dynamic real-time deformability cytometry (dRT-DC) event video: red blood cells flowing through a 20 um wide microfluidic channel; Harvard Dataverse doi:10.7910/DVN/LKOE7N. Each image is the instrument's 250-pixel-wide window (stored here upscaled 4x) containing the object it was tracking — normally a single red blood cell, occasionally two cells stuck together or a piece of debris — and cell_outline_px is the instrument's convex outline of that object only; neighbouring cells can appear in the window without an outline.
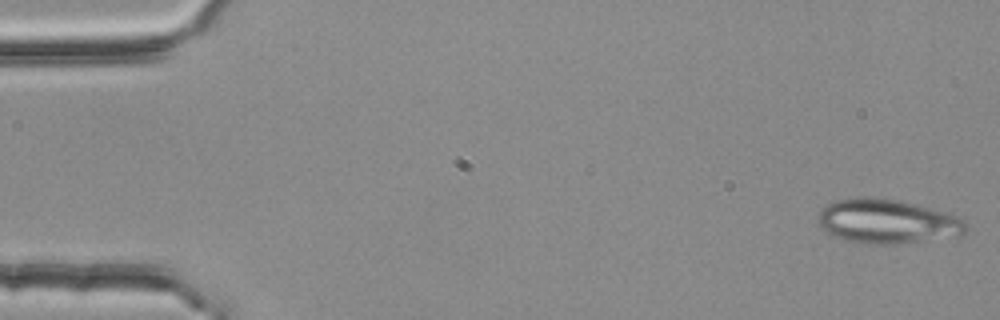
{"species": "common noctule bat (a hibernating species)", "species_latin": "Nyctalus noctula", "temperature_condition": "room temperature", "stored_images_in_passage": 54, "camera_frame_rate_fps": 3000, "um_per_image_px": 0.085, "animal": {"sex": "female", "body_mass_g": 25.1}, "frame": {"image": 1, "passage_image": 1, "time_ms": 0.0, "image_size_px": [1000, 320], "cell_outline_px": [[968, 228], [964, 236], [884, 244], [848, 240], [836, 236], [828, 232], [816, 220], [816, 216], [820, 208], [836, 200], [860, 196], [868, 196], [900, 200], [928, 208], [952, 216], [968, 224]], "centroid_in_image_um": [75.38, 18.79], "position_along_channel_um": 9.6, "area_um2": 37.51}}
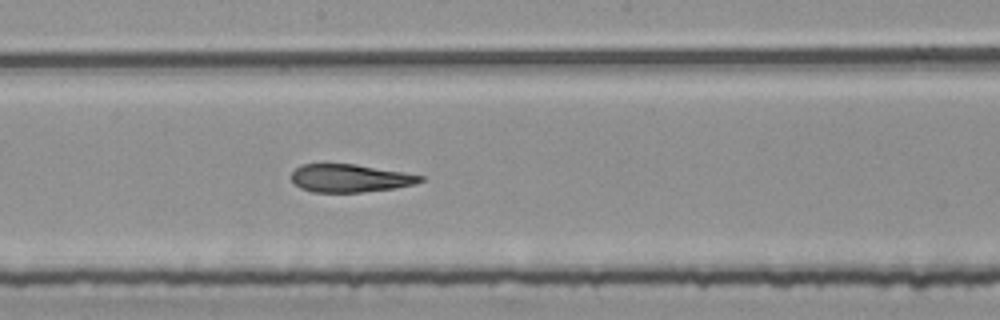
{"frame": {"image": 2, "passage_image": 29, "time_ms": 9.333, "image_size_px": [1000, 320], "cell_outline_px": [[424, 180], [416, 184], [396, 188], [360, 192], [312, 192], [300, 188], [292, 180], [292, 172], [296, 168], [304, 164], [356, 164], [424, 176]], "centroid_in_image_um": [29.76, 15.15], "position_along_channel_um": 218.4, "area_um2": 20.87}}
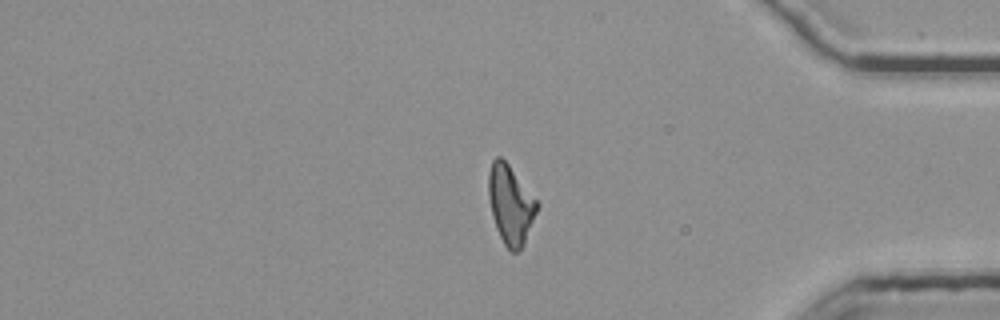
{"frame": {"image": 3, "passage_image": 45, "time_ms": 14.667, "image_size_px": [1000, 320], "cell_outline_px": [[536, 212], [524, 244], [516, 252], [512, 252], [504, 244], [496, 228], [492, 216], [488, 196], [488, 172], [492, 160], [496, 156], [500, 156], [508, 164], [536, 200]], "centroid_in_image_um": [43.35, 17.37], "position_along_channel_um": 391.9, "area_um2": 21.79}, "authors_computed_cell_mechanics": {"area_um2": 22.6287, "velocity_mm_per_s": 3.7591, "shape_relaxation_time_tau1_ms": null, "shape_relaxation_time_tau2_ms": 3.5231, "deformation_change_tau1": null, "deformation_change_tau2": 0.1231}}